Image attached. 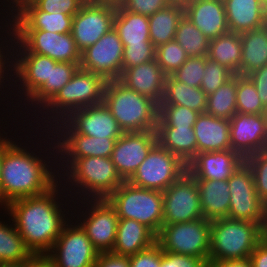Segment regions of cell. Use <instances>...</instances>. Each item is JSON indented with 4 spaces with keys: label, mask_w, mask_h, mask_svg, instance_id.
<instances>
[{
    "label": "cell",
    "mask_w": 267,
    "mask_h": 267,
    "mask_svg": "<svg viewBox=\"0 0 267 267\" xmlns=\"http://www.w3.org/2000/svg\"><path fill=\"white\" fill-rule=\"evenodd\" d=\"M58 188L60 185L57 183L46 193L16 199L5 206L26 247L34 256H46L68 222L66 214H63L66 210L61 209L64 204L58 200Z\"/></svg>",
    "instance_id": "obj_1"
},
{
    "label": "cell",
    "mask_w": 267,
    "mask_h": 267,
    "mask_svg": "<svg viewBox=\"0 0 267 267\" xmlns=\"http://www.w3.org/2000/svg\"><path fill=\"white\" fill-rule=\"evenodd\" d=\"M17 143L4 137L0 183V204L4 207L13 200L46 193L58 183L50 161Z\"/></svg>",
    "instance_id": "obj_2"
},
{
    "label": "cell",
    "mask_w": 267,
    "mask_h": 267,
    "mask_svg": "<svg viewBox=\"0 0 267 267\" xmlns=\"http://www.w3.org/2000/svg\"><path fill=\"white\" fill-rule=\"evenodd\" d=\"M103 103L123 132L156 130L158 105L153 100L127 88L118 79L107 80Z\"/></svg>",
    "instance_id": "obj_3"
},
{
    "label": "cell",
    "mask_w": 267,
    "mask_h": 267,
    "mask_svg": "<svg viewBox=\"0 0 267 267\" xmlns=\"http://www.w3.org/2000/svg\"><path fill=\"white\" fill-rule=\"evenodd\" d=\"M266 234L259 223L229 218L212 220L208 261L249 258Z\"/></svg>",
    "instance_id": "obj_4"
},
{
    "label": "cell",
    "mask_w": 267,
    "mask_h": 267,
    "mask_svg": "<svg viewBox=\"0 0 267 267\" xmlns=\"http://www.w3.org/2000/svg\"><path fill=\"white\" fill-rule=\"evenodd\" d=\"M106 82L103 76L79 67L71 80L40 109L46 110L42 115L50 113L48 120L41 116L46 123H50L46 127L51 128L74 110L103 103Z\"/></svg>",
    "instance_id": "obj_5"
},
{
    "label": "cell",
    "mask_w": 267,
    "mask_h": 267,
    "mask_svg": "<svg viewBox=\"0 0 267 267\" xmlns=\"http://www.w3.org/2000/svg\"><path fill=\"white\" fill-rule=\"evenodd\" d=\"M65 169L63 173H66L60 177L63 176L62 179L65 180L66 176V184L71 182L69 185L71 189L74 186L72 189L74 191L77 188L78 192L74 194L79 195L82 191L83 195L80 197L83 196L87 200L107 199L124 182L111 157L75 158L65 166Z\"/></svg>",
    "instance_id": "obj_6"
},
{
    "label": "cell",
    "mask_w": 267,
    "mask_h": 267,
    "mask_svg": "<svg viewBox=\"0 0 267 267\" xmlns=\"http://www.w3.org/2000/svg\"><path fill=\"white\" fill-rule=\"evenodd\" d=\"M119 219H133L156 235L163 225V193L124 181L108 198Z\"/></svg>",
    "instance_id": "obj_7"
},
{
    "label": "cell",
    "mask_w": 267,
    "mask_h": 267,
    "mask_svg": "<svg viewBox=\"0 0 267 267\" xmlns=\"http://www.w3.org/2000/svg\"><path fill=\"white\" fill-rule=\"evenodd\" d=\"M210 222L200 218L174 224H163L156 235V243L163 251L203 258L210 253Z\"/></svg>",
    "instance_id": "obj_8"
},
{
    "label": "cell",
    "mask_w": 267,
    "mask_h": 267,
    "mask_svg": "<svg viewBox=\"0 0 267 267\" xmlns=\"http://www.w3.org/2000/svg\"><path fill=\"white\" fill-rule=\"evenodd\" d=\"M10 30L12 32H7L10 34L7 37L10 36L9 40L11 45L15 43L12 46L15 48L13 52L36 53L42 56H48L58 62H81V51L77 48L71 33L60 34L37 29ZM16 46L19 49L16 50Z\"/></svg>",
    "instance_id": "obj_9"
},
{
    "label": "cell",
    "mask_w": 267,
    "mask_h": 267,
    "mask_svg": "<svg viewBox=\"0 0 267 267\" xmlns=\"http://www.w3.org/2000/svg\"><path fill=\"white\" fill-rule=\"evenodd\" d=\"M227 181L230 188L227 218L259 223L267 230V205L256 192L250 167L244 162Z\"/></svg>",
    "instance_id": "obj_10"
},
{
    "label": "cell",
    "mask_w": 267,
    "mask_h": 267,
    "mask_svg": "<svg viewBox=\"0 0 267 267\" xmlns=\"http://www.w3.org/2000/svg\"><path fill=\"white\" fill-rule=\"evenodd\" d=\"M186 171L187 165L157 142L128 182L164 192Z\"/></svg>",
    "instance_id": "obj_11"
},
{
    "label": "cell",
    "mask_w": 267,
    "mask_h": 267,
    "mask_svg": "<svg viewBox=\"0 0 267 267\" xmlns=\"http://www.w3.org/2000/svg\"><path fill=\"white\" fill-rule=\"evenodd\" d=\"M54 125L55 126L49 128V130L53 129V131L54 130L56 131V132L52 131L51 136L54 137L53 139L54 141H55V138L58 137L56 141L53 142V144L55 143L54 146L55 145L56 146L52 147L54 150L56 148L57 149H56V152H54L53 154L52 152L49 154L54 155L55 153H57L58 158H61L59 159V161L60 162L63 161L61 162V164L63 163L64 165L57 163L58 164L57 168L59 170L64 171L65 166H67L75 158L111 157L112 151L114 150V146H115L117 139H111V138H106V137L97 138V137H89L86 135H81L75 132L64 120H61L57 124H54ZM53 133L55 135H53ZM59 155H62V156L59 157ZM60 166H62L61 169H60ZM63 166H64V169H62Z\"/></svg>",
    "instance_id": "obj_12"
},
{
    "label": "cell",
    "mask_w": 267,
    "mask_h": 267,
    "mask_svg": "<svg viewBox=\"0 0 267 267\" xmlns=\"http://www.w3.org/2000/svg\"><path fill=\"white\" fill-rule=\"evenodd\" d=\"M116 3L87 0L73 16L71 35L82 52L114 27Z\"/></svg>",
    "instance_id": "obj_13"
},
{
    "label": "cell",
    "mask_w": 267,
    "mask_h": 267,
    "mask_svg": "<svg viewBox=\"0 0 267 267\" xmlns=\"http://www.w3.org/2000/svg\"><path fill=\"white\" fill-rule=\"evenodd\" d=\"M66 223L46 257L55 267H93L99 252L79 224Z\"/></svg>",
    "instance_id": "obj_14"
},
{
    "label": "cell",
    "mask_w": 267,
    "mask_h": 267,
    "mask_svg": "<svg viewBox=\"0 0 267 267\" xmlns=\"http://www.w3.org/2000/svg\"><path fill=\"white\" fill-rule=\"evenodd\" d=\"M163 193V224L203 218L200 195L194 177L186 171Z\"/></svg>",
    "instance_id": "obj_15"
},
{
    "label": "cell",
    "mask_w": 267,
    "mask_h": 267,
    "mask_svg": "<svg viewBox=\"0 0 267 267\" xmlns=\"http://www.w3.org/2000/svg\"><path fill=\"white\" fill-rule=\"evenodd\" d=\"M83 200L86 201L84 204H87L88 211L85 213L88 214L82 211L84 219L81 218L82 222L79 219L80 222L76 221V223L86 232L93 247L99 253L112 252L119 221L115 208L107 199Z\"/></svg>",
    "instance_id": "obj_16"
},
{
    "label": "cell",
    "mask_w": 267,
    "mask_h": 267,
    "mask_svg": "<svg viewBox=\"0 0 267 267\" xmlns=\"http://www.w3.org/2000/svg\"><path fill=\"white\" fill-rule=\"evenodd\" d=\"M124 46L114 27L94 45L81 52L80 68L103 76L106 80L119 79L122 74Z\"/></svg>",
    "instance_id": "obj_17"
},
{
    "label": "cell",
    "mask_w": 267,
    "mask_h": 267,
    "mask_svg": "<svg viewBox=\"0 0 267 267\" xmlns=\"http://www.w3.org/2000/svg\"><path fill=\"white\" fill-rule=\"evenodd\" d=\"M156 143V130L124 132L116 140L111 159L124 181L132 177Z\"/></svg>",
    "instance_id": "obj_18"
},
{
    "label": "cell",
    "mask_w": 267,
    "mask_h": 267,
    "mask_svg": "<svg viewBox=\"0 0 267 267\" xmlns=\"http://www.w3.org/2000/svg\"><path fill=\"white\" fill-rule=\"evenodd\" d=\"M229 121L231 150L244 160L267 150V122L262 114L237 112Z\"/></svg>",
    "instance_id": "obj_19"
},
{
    "label": "cell",
    "mask_w": 267,
    "mask_h": 267,
    "mask_svg": "<svg viewBox=\"0 0 267 267\" xmlns=\"http://www.w3.org/2000/svg\"><path fill=\"white\" fill-rule=\"evenodd\" d=\"M63 120L75 132L89 137L118 139L124 133L104 103L74 110Z\"/></svg>",
    "instance_id": "obj_20"
},
{
    "label": "cell",
    "mask_w": 267,
    "mask_h": 267,
    "mask_svg": "<svg viewBox=\"0 0 267 267\" xmlns=\"http://www.w3.org/2000/svg\"><path fill=\"white\" fill-rule=\"evenodd\" d=\"M11 53L15 54L13 56V60L15 59L13 61V74L15 75L14 79H16L14 83L16 85V82L20 81V84L16 86L21 85L22 90L18 92L21 94V91H24L22 92L26 97L24 101H29L45 83H50L51 65H56L58 61L31 52Z\"/></svg>",
    "instance_id": "obj_21"
},
{
    "label": "cell",
    "mask_w": 267,
    "mask_h": 267,
    "mask_svg": "<svg viewBox=\"0 0 267 267\" xmlns=\"http://www.w3.org/2000/svg\"><path fill=\"white\" fill-rule=\"evenodd\" d=\"M244 159L231 149L197 153L187 164L194 179L228 180Z\"/></svg>",
    "instance_id": "obj_22"
},
{
    "label": "cell",
    "mask_w": 267,
    "mask_h": 267,
    "mask_svg": "<svg viewBox=\"0 0 267 267\" xmlns=\"http://www.w3.org/2000/svg\"><path fill=\"white\" fill-rule=\"evenodd\" d=\"M166 77L167 75L155 58L149 62L125 69L118 80L127 88L159 105L163 98Z\"/></svg>",
    "instance_id": "obj_23"
},
{
    "label": "cell",
    "mask_w": 267,
    "mask_h": 267,
    "mask_svg": "<svg viewBox=\"0 0 267 267\" xmlns=\"http://www.w3.org/2000/svg\"><path fill=\"white\" fill-rule=\"evenodd\" d=\"M184 15L209 39L229 32L223 0H190Z\"/></svg>",
    "instance_id": "obj_24"
},
{
    "label": "cell",
    "mask_w": 267,
    "mask_h": 267,
    "mask_svg": "<svg viewBox=\"0 0 267 267\" xmlns=\"http://www.w3.org/2000/svg\"><path fill=\"white\" fill-rule=\"evenodd\" d=\"M73 16L65 13H47L41 11L34 3L20 10L12 21L10 29H37L55 33H71ZM12 25V26H11Z\"/></svg>",
    "instance_id": "obj_25"
},
{
    "label": "cell",
    "mask_w": 267,
    "mask_h": 267,
    "mask_svg": "<svg viewBox=\"0 0 267 267\" xmlns=\"http://www.w3.org/2000/svg\"><path fill=\"white\" fill-rule=\"evenodd\" d=\"M197 153L231 149L230 121L202 113L193 126Z\"/></svg>",
    "instance_id": "obj_26"
},
{
    "label": "cell",
    "mask_w": 267,
    "mask_h": 267,
    "mask_svg": "<svg viewBox=\"0 0 267 267\" xmlns=\"http://www.w3.org/2000/svg\"><path fill=\"white\" fill-rule=\"evenodd\" d=\"M229 32L238 34L265 25L267 11L261 0H223Z\"/></svg>",
    "instance_id": "obj_27"
},
{
    "label": "cell",
    "mask_w": 267,
    "mask_h": 267,
    "mask_svg": "<svg viewBox=\"0 0 267 267\" xmlns=\"http://www.w3.org/2000/svg\"><path fill=\"white\" fill-rule=\"evenodd\" d=\"M156 243V234L133 219H119L112 253L130 257Z\"/></svg>",
    "instance_id": "obj_28"
},
{
    "label": "cell",
    "mask_w": 267,
    "mask_h": 267,
    "mask_svg": "<svg viewBox=\"0 0 267 267\" xmlns=\"http://www.w3.org/2000/svg\"><path fill=\"white\" fill-rule=\"evenodd\" d=\"M200 195L204 219L227 218L230 206V188L227 180L195 179Z\"/></svg>",
    "instance_id": "obj_29"
},
{
    "label": "cell",
    "mask_w": 267,
    "mask_h": 267,
    "mask_svg": "<svg viewBox=\"0 0 267 267\" xmlns=\"http://www.w3.org/2000/svg\"><path fill=\"white\" fill-rule=\"evenodd\" d=\"M157 142L188 164L197 154V140L193 127H156Z\"/></svg>",
    "instance_id": "obj_30"
},
{
    "label": "cell",
    "mask_w": 267,
    "mask_h": 267,
    "mask_svg": "<svg viewBox=\"0 0 267 267\" xmlns=\"http://www.w3.org/2000/svg\"><path fill=\"white\" fill-rule=\"evenodd\" d=\"M242 42L239 75L250 73L267 64V29L265 26L240 34Z\"/></svg>",
    "instance_id": "obj_31"
},
{
    "label": "cell",
    "mask_w": 267,
    "mask_h": 267,
    "mask_svg": "<svg viewBox=\"0 0 267 267\" xmlns=\"http://www.w3.org/2000/svg\"><path fill=\"white\" fill-rule=\"evenodd\" d=\"M114 29L123 44H153L150 41L148 16L125 10L119 3H116Z\"/></svg>",
    "instance_id": "obj_32"
},
{
    "label": "cell",
    "mask_w": 267,
    "mask_h": 267,
    "mask_svg": "<svg viewBox=\"0 0 267 267\" xmlns=\"http://www.w3.org/2000/svg\"><path fill=\"white\" fill-rule=\"evenodd\" d=\"M206 103L207 95L200 87H190L171 75L166 77L164 94L159 105L185 106L202 114L205 113Z\"/></svg>",
    "instance_id": "obj_33"
},
{
    "label": "cell",
    "mask_w": 267,
    "mask_h": 267,
    "mask_svg": "<svg viewBox=\"0 0 267 267\" xmlns=\"http://www.w3.org/2000/svg\"><path fill=\"white\" fill-rule=\"evenodd\" d=\"M183 15V7L167 5L148 16L150 41L155 48L174 40L178 23Z\"/></svg>",
    "instance_id": "obj_34"
},
{
    "label": "cell",
    "mask_w": 267,
    "mask_h": 267,
    "mask_svg": "<svg viewBox=\"0 0 267 267\" xmlns=\"http://www.w3.org/2000/svg\"><path fill=\"white\" fill-rule=\"evenodd\" d=\"M242 42L240 34L228 32L209 41L207 57L239 74Z\"/></svg>",
    "instance_id": "obj_35"
},
{
    "label": "cell",
    "mask_w": 267,
    "mask_h": 267,
    "mask_svg": "<svg viewBox=\"0 0 267 267\" xmlns=\"http://www.w3.org/2000/svg\"><path fill=\"white\" fill-rule=\"evenodd\" d=\"M33 257L14 223L0 221V264L24 263Z\"/></svg>",
    "instance_id": "obj_36"
},
{
    "label": "cell",
    "mask_w": 267,
    "mask_h": 267,
    "mask_svg": "<svg viewBox=\"0 0 267 267\" xmlns=\"http://www.w3.org/2000/svg\"><path fill=\"white\" fill-rule=\"evenodd\" d=\"M80 63L57 62L51 65L50 83H45L29 100L38 110L44 107L72 78ZM34 102V103H33ZM37 104V105H34Z\"/></svg>",
    "instance_id": "obj_37"
},
{
    "label": "cell",
    "mask_w": 267,
    "mask_h": 267,
    "mask_svg": "<svg viewBox=\"0 0 267 267\" xmlns=\"http://www.w3.org/2000/svg\"><path fill=\"white\" fill-rule=\"evenodd\" d=\"M237 74L207 96L205 113L230 120L236 113Z\"/></svg>",
    "instance_id": "obj_38"
},
{
    "label": "cell",
    "mask_w": 267,
    "mask_h": 267,
    "mask_svg": "<svg viewBox=\"0 0 267 267\" xmlns=\"http://www.w3.org/2000/svg\"><path fill=\"white\" fill-rule=\"evenodd\" d=\"M188 56H207L209 39L185 15L181 18L174 38Z\"/></svg>",
    "instance_id": "obj_39"
},
{
    "label": "cell",
    "mask_w": 267,
    "mask_h": 267,
    "mask_svg": "<svg viewBox=\"0 0 267 267\" xmlns=\"http://www.w3.org/2000/svg\"><path fill=\"white\" fill-rule=\"evenodd\" d=\"M236 108L242 114H263L264 104L258 97L253 82L237 74Z\"/></svg>",
    "instance_id": "obj_40"
},
{
    "label": "cell",
    "mask_w": 267,
    "mask_h": 267,
    "mask_svg": "<svg viewBox=\"0 0 267 267\" xmlns=\"http://www.w3.org/2000/svg\"><path fill=\"white\" fill-rule=\"evenodd\" d=\"M199 112L180 105H158L156 127H193Z\"/></svg>",
    "instance_id": "obj_41"
},
{
    "label": "cell",
    "mask_w": 267,
    "mask_h": 267,
    "mask_svg": "<svg viewBox=\"0 0 267 267\" xmlns=\"http://www.w3.org/2000/svg\"><path fill=\"white\" fill-rule=\"evenodd\" d=\"M188 57L186 51L175 39L158 46L155 52V58L167 76L177 71Z\"/></svg>",
    "instance_id": "obj_42"
},
{
    "label": "cell",
    "mask_w": 267,
    "mask_h": 267,
    "mask_svg": "<svg viewBox=\"0 0 267 267\" xmlns=\"http://www.w3.org/2000/svg\"><path fill=\"white\" fill-rule=\"evenodd\" d=\"M206 60L207 56H189L186 62L171 76L175 80L184 82L190 87H200L203 76L205 75L204 67Z\"/></svg>",
    "instance_id": "obj_43"
},
{
    "label": "cell",
    "mask_w": 267,
    "mask_h": 267,
    "mask_svg": "<svg viewBox=\"0 0 267 267\" xmlns=\"http://www.w3.org/2000/svg\"><path fill=\"white\" fill-rule=\"evenodd\" d=\"M204 70L205 75L203 76L200 88L207 96L215 92L234 75V73L227 67L216 61H212L208 57L205 62Z\"/></svg>",
    "instance_id": "obj_44"
},
{
    "label": "cell",
    "mask_w": 267,
    "mask_h": 267,
    "mask_svg": "<svg viewBox=\"0 0 267 267\" xmlns=\"http://www.w3.org/2000/svg\"><path fill=\"white\" fill-rule=\"evenodd\" d=\"M244 162L253 173L258 196L267 205V150L259 151L247 157Z\"/></svg>",
    "instance_id": "obj_45"
},
{
    "label": "cell",
    "mask_w": 267,
    "mask_h": 267,
    "mask_svg": "<svg viewBox=\"0 0 267 267\" xmlns=\"http://www.w3.org/2000/svg\"><path fill=\"white\" fill-rule=\"evenodd\" d=\"M122 72L130 67L155 59L156 48L153 44L131 45L123 44Z\"/></svg>",
    "instance_id": "obj_46"
},
{
    "label": "cell",
    "mask_w": 267,
    "mask_h": 267,
    "mask_svg": "<svg viewBox=\"0 0 267 267\" xmlns=\"http://www.w3.org/2000/svg\"><path fill=\"white\" fill-rule=\"evenodd\" d=\"M87 0H37L34 4L47 13H65L74 16Z\"/></svg>",
    "instance_id": "obj_47"
},
{
    "label": "cell",
    "mask_w": 267,
    "mask_h": 267,
    "mask_svg": "<svg viewBox=\"0 0 267 267\" xmlns=\"http://www.w3.org/2000/svg\"><path fill=\"white\" fill-rule=\"evenodd\" d=\"M162 253L163 250L155 243L146 250L128 257L130 267H160Z\"/></svg>",
    "instance_id": "obj_48"
},
{
    "label": "cell",
    "mask_w": 267,
    "mask_h": 267,
    "mask_svg": "<svg viewBox=\"0 0 267 267\" xmlns=\"http://www.w3.org/2000/svg\"><path fill=\"white\" fill-rule=\"evenodd\" d=\"M118 3L125 10L145 16L153 15L168 5L165 0H120Z\"/></svg>",
    "instance_id": "obj_49"
},
{
    "label": "cell",
    "mask_w": 267,
    "mask_h": 267,
    "mask_svg": "<svg viewBox=\"0 0 267 267\" xmlns=\"http://www.w3.org/2000/svg\"><path fill=\"white\" fill-rule=\"evenodd\" d=\"M206 265L207 262L203 258L163 251L160 267H205Z\"/></svg>",
    "instance_id": "obj_50"
},
{
    "label": "cell",
    "mask_w": 267,
    "mask_h": 267,
    "mask_svg": "<svg viewBox=\"0 0 267 267\" xmlns=\"http://www.w3.org/2000/svg\"><path fill=\"white\" fill-rule=\"evenodd\" d=\"M254 84L258 97L264 105L267 104V64L247 76Z\"/></svg>",
    "instance_id": "obj_51"
},
{
    "label": "cell",
    "mask_w": 267,
    "mask_h": 267,
    "mask_svg": "<svg viewBox=\"0 0 267 267\" xmlns=\"http://www.w3.org/2000/svg\"><path fill=\"white\" fill-rule=\"evenodd\" d=\"M93 267H130L129 258L112 252L99 253Z\"/></svg>",
    "instance_id": "obj_52"
},
{
    "label": "cell",
    "mask_w": 267,
    "mask_h": 267,
    "mask_svg": "<svg viewBox=\"0 0 267 267\" xmlns=\"http://www.w3.org/2000/svg\"><path fill=\"white\" fill-rule=\"evenodd\" d=\"M252 267H267V234L249 256Z\"/></svg>",
    "instance_id": "obj_53"
},
{
    "label": "cell",
    "mask_w": 267,
    "mask_h": 267,
    "mask_svg": "<svg viewBox=\"0 0 267 267\" xmlns=\"http://www.w3.org/2000/svg\"><path fill=\"white\" fill-rule=\"evenodd\" d=\"M212 267H252L249 258L235 260L208 261Z\"/></svg>",
    "instance_id": "obj_54"
},
{
    "label": "cell",
    "mask_w": 267,
    "mask_h": 267,
    "mask_svg": "<svg viewBox=\"0 0 267 267\" xmlns=\"http://www.w3.org/2000/svg\"><path fill=\"white\" fill-rule=\"evenodd\" d=\"M1 48H3V47H1L0 46V88L2 87V85H3V82H4V78H5V76L7 77L8 75H4V73H6V72H4V71H7L8 73H9V70H11V72L13 71V61L14 60H12L13 59V57H11V56H14V55H12L11 53H10V51L8 50L9 48H7V51L9 52V53H7L6 54V58L7 59H5V53H2V52H4V51H1V50H3V49H1ZM4 54V55H3ZM7 55L9 56L10 55V58H11V60L9 59V57H7ZM10 60V61H9ZM7 61V62H6ZM12 62V63H11ZM8 63H10V64H7ZM5 64H6V66H5ZM12 64V65H11ZM9 66V67H8ZM6 67H8V69L6 70ZM12 68V69H11ZM3 80V81H2Z\"/></svg>",
    "instance_id": "obj_55"
},
{
    "label": "cell",
    "mask_w": 267,
    "mask_h": 267,
    "mask_svg": "<svg viewBox=\"0 0 267 267\" xmlns=\"http://www.w3.org/2000/svg\"><path fill=\"white\" fill-rule=\"evenodd\" d=\"M27 267H55L46 256H34L27 262Z\"/></svg>",
    "instance_id": "obj_56"
},
{
    "label": "cell",
    "mask_w": 267,
    "mask_h": 267,
    "mask_svg": "<svg viewBox=\"0 0 267 267\" xmlns=\"http://www.w3.org/2000/svg\"><path fill=\"white\" fill-rule=\"evenodd\" d=\"M37 0H15V15L25 6L35 3Z\"/></svg>",
    "instance_id": "obj_57"
},
{
    "label": "cell",
    "mask_w": 267,
    "mask_h": 267,
    "mask_svg": "<svg viewBox=\"0 0 267 267\" xmlns=\"http://www.w3.org/2000/svg\"><path fill=\"white\" fill-rule=\"evenodd\" d=\"M168 5L185 7L190 0H165Z\"/></svg>",
    "instance_id": "obj_58"
},
{
    "label": "cell",
    "mask_w": 267,
    "mask_h": 267,
    "mask_svg": "<svg viewBox=\"0 0 267 267\" xmlns=\"http://www.w3.org/2000/svg\"><path fill=\"white\" fill-rule=\"evenodd\" d=\"M0 135H2V134L0 133ZM3 154H4V138H3V135H2V138L0 136V183H1V171H2Z\"/></svg>",
    "instance_id": "obj_59"
},
{
    "label": "cell",
    "mask_w": 267,
    "mask_h": 267,
    "mask_svg": "<svg viewBox=\"0 0 267 267\" xmlns=\"http://www.w3.org/2000/svg\"><path fill=\"white\" fill-rule=\"evenodd\" d=\"M0 267H27V262H24V263H11V264H0Z\"/></svg>",
    "instance_id": "obj_60"
},
{
    "label": "cell",
    "mask_w": 267,
    "mask_h": 267,
    "mask_svg": "<svg viewBox=\"0 0 267 267\" xmlns=\"http://www.w3.org/2000/svg\"><path fill=\"white\" fill-rule=\"evenodd\" d=\"M7 1L10 3V5H11V3H12V5H11V6L8 5V7H11V8H12V9H11V12H12V13H10L9 15L12 14L13 16L11 15V17L13 18V17H14V12H15V0H11L12 2L9 1V0H7ZM13 4H14V5H13ZM13 8H14V9H13ZM13 11H14V12H13Z\"/></svg>",
    "instance_id": "obj_61"
},
{
    "label": "cell",
    "mask_w": 267,
    "mask_h": 267,
    "mask_svg": "<svg viewBox=\"0 0 267 267\" xmlns=\"http://www.w3.org/2000/svg\"><path fill=\"white\" fill-rule=\"evenodd\" d=\"M265 118V121L267 122V104L264 105V111H263V114H262Z\"/></svg>",
    "instance_id": "obj_62"
},
{
    "label": "cell",
    "mask_w": 267,
    "mask_h": 267,
    "mask_svg": "<svg viewBox=\"0 0 267 267\" xmlns=\"http://www.w3.org/2000/svg\"><path fill=\"white\" fill-rule=\"evenodd\" d=\"M264 9L267 11V0H261Z\"/></svg>",
    "instance_id": "obj_63"
},
{
    "label": "cell",
    "mask_w": 267,
    "mask_h": 267,
    "mask_svg": "<svg viewBox=\"0 0 267 267\" xmlns=\"http://www.w3.org/2000/svg\"><path fill=\"white\" fill-rule=\"evenodd\" d=\"M91 1H109V2L118 3L120 0H91Z\"/></svg>",
    "instance_id": "obj_64"
},
{
    "label": "cell",
    "mask_w": 267,
    "mask_h": 267,
    "mask_svg": "<svg viewBox=\"0 0 267 267\" xmlns=\"http://www.w3.org/2000/svg\"><path fill=\"white\" fill-rule=\"evenodd\" d=\"M205 267H212L209 263H207V265Z\"/></svg>",
    "instance_id": "obj_65"
}]
</instances>
